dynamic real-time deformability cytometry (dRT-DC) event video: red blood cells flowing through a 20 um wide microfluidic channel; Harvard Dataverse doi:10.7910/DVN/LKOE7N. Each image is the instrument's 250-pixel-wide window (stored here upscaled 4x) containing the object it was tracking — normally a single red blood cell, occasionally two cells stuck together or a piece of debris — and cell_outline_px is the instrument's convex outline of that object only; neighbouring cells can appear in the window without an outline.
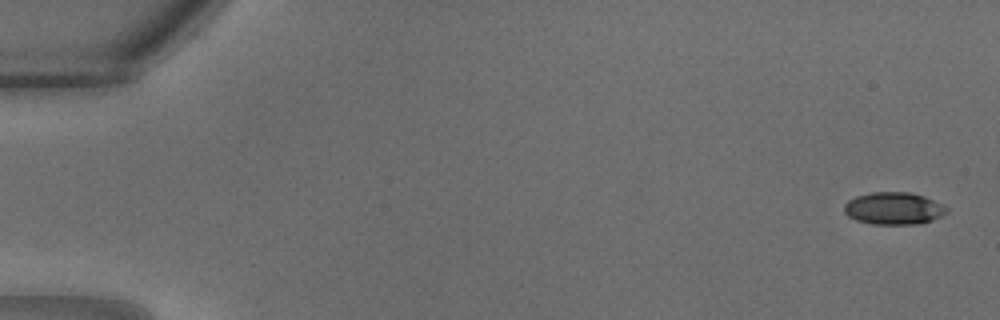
{"species": "common noctule bat (a hibernating species)", "species_latin": "Nyctalus noctula", "temperature_condition": "warm", "stored_images_in_passage": 16, "camera_frame_rate_fps": 3000, "um_per_image_px": 0.085, "animal": {"sex": "male", "body_mass_g": 18.8}, "frame": {"image": 1, "passage_image": 1, "time_ms": 0.0, "image_size_px": [1000, 320], "cell_outline_px": [[948, 212], [932, 220], [916, 224], [872, 224], [856, 220], [848, 216], [844, 212], [844, 204], [848, 200], [856, 196], [872, 192], [908, 192], [924, 196], [948, 208]], "centroid_in_image_um": [75.93, 17.71], "position_along_channel_um": 9.1, "area_um2": 19.19}}
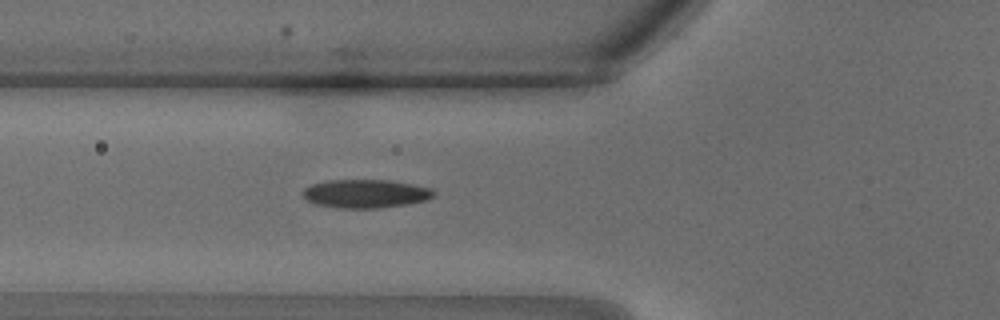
{"frame": {"image": 2, "passage_image": 12, "time_ms": 3.667, "image_size_px": [1000, 320], "cell_outline_px": [[436, 192], [428, 200], [380, 208], [336, 208], [316, 204], [304, 200], [300, 192], [304, 188], [312, 184], [328, 180], [388, 180], [412, 184], [432, 188]], "centroid_in_image_um": [31.02, 16.46], "position_along_channel_um": 94.8, "area_um2": 21.91}}
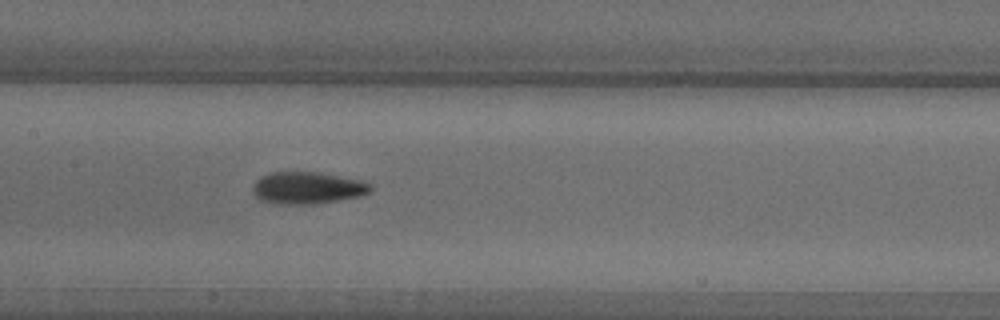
{"frame": {"image": 3, "passage_image": 16, "time_ms": 5.0, "image_size_px": [1000, 320], "cell_outline_px": [[372, 188], [368, 192], [360, 196], [312, 204], [276, 204], [260, 200], [252, 192], [252, 184], [260, 176], [272, 172], [320, 172], [360, 180], [372, 184]], "centroid_in_image_um": [26.08, 15.96], "position_along_channel_um": 181.3, "area_um2": 22.02}}